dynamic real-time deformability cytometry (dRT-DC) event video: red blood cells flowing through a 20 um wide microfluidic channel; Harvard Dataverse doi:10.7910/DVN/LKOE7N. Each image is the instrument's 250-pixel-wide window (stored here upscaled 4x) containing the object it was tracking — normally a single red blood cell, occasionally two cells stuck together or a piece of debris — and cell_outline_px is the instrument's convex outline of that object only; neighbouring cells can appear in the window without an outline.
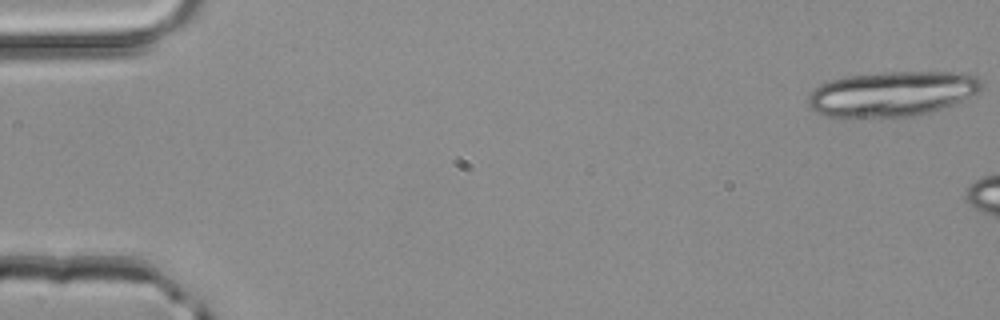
{"species": "common noctule bat (a hibernating species)", "species_latin": "Nyctalus noctula", "temperature_condition": "room temperature", "stored_images_in_passage": 2, "camera_frame_rate_fps": 3000, "um_per_image_px": 0.085, "animal": {"sex": "male", "body_mass_g": 20.4}, "frame": {"image": 1, "passage_image": 1, "time_ms": 0.0, "image_size_px": [1000, 320], "cell_outline_px": [[984, 84], [976, 92], [952, 104], [916, 116], [824, 116], [816, 112], [808, 104], [808, 96], [820, 84], [832, 80], [848, 76], [880, 72], [964, 72], [976, 76]], "centroid_in_image_um": [75.82, 7.95], "position_along_channel_um": 9.2, "area_um2": 44.85}}